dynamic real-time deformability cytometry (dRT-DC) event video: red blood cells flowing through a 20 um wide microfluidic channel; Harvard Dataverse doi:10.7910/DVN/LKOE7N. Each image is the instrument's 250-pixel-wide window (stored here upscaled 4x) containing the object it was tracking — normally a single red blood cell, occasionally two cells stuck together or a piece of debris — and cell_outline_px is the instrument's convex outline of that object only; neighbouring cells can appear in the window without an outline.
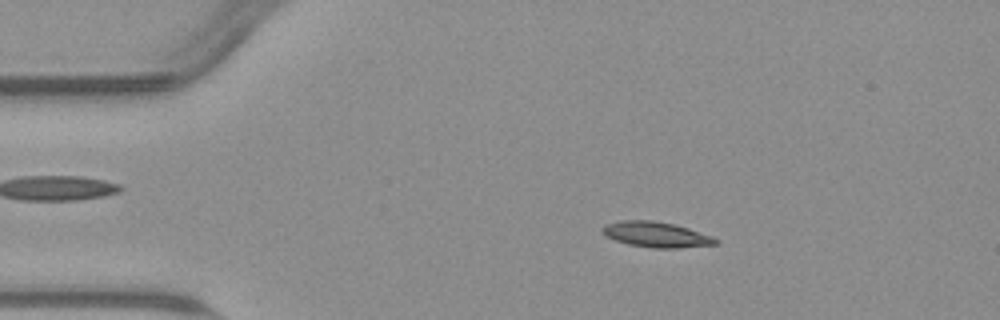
{"species": "common noctule bat (a hibernating species)", "species_latin": "Nyctalus noctula", "temperature_condition": "warm", "stored_images_in_passage": 47, "camera_frame_rate_fps": 3000, "um_per_image_px": 0.085, "animal": {"sex": "male", "body_mass_g": 23.1, "forearm_length_mm": 52.7}, "frame": {"image": 1, "passage_image": 2, "time_ms": 0.333, "image_size_px": [1000, 320], "cell_outline_px": [[720, 244], [680, 248], [652, 248], [628, 244], [604, 236], [600, 228], [604, 224], [620, 220], [652, 220], [672, 224], [688, 228], [712, 236], [720, 240]], "centroid_in_image_um": [55.77, 19.94], "position_along_channel_um": 29.2, "area_um2": 16.99}}
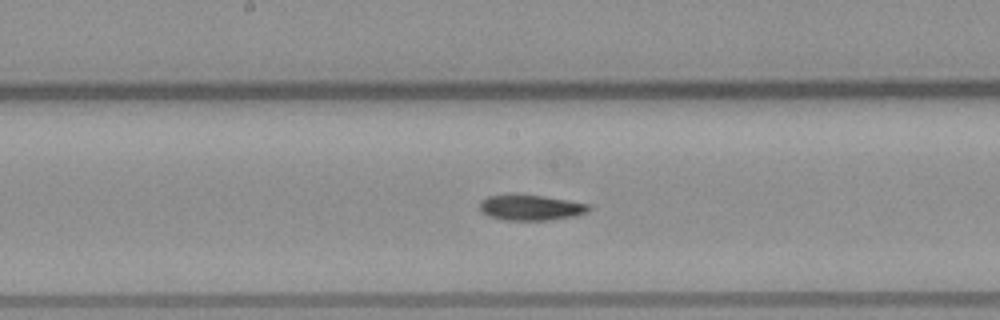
{"frame": {"image": 2, "passage_image": 20, "time_ms": 6.333, "image_size_px": [1000, 320], "cell_outline_px": [[592, 208], [588, 212], [572, 216], [548, 220], [508, 220], [488, 216], [480, 208], [480, 200], [488, 196], [544, 196], [568, 200], [588, 204]], "centroid_in_image_um": [45.15, 17.66], "position_along_channel_um": 203.0, "area_um2": 15.72}}
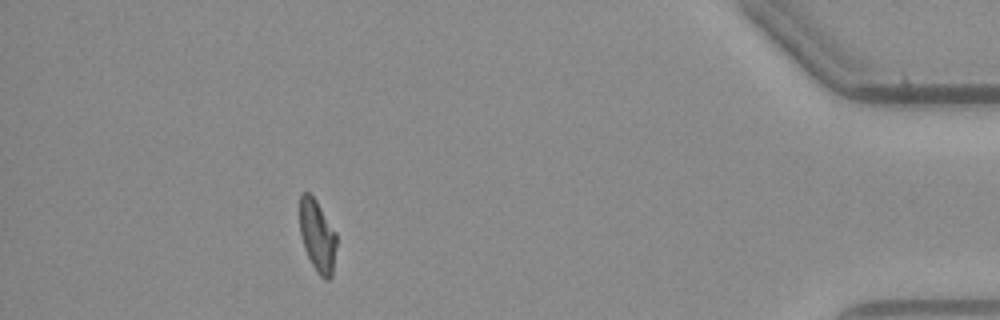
{"frame": {"image": 3, "passage_image": 41, "time_ms": 13.333, "image_size_px": [1000, 320], "cell_outline_px": [[336, 244], [332, 276], [328, 280], [324, 280], [316, 272], [304, 248], [300, 232], [300, 196], [304, 192], [308, 192], [316, 200], [336, 232]], "centroid_in_image_um": [26.98, 20.07], "position_along_channel_um": 408.2, "area_um2": 15.37}}